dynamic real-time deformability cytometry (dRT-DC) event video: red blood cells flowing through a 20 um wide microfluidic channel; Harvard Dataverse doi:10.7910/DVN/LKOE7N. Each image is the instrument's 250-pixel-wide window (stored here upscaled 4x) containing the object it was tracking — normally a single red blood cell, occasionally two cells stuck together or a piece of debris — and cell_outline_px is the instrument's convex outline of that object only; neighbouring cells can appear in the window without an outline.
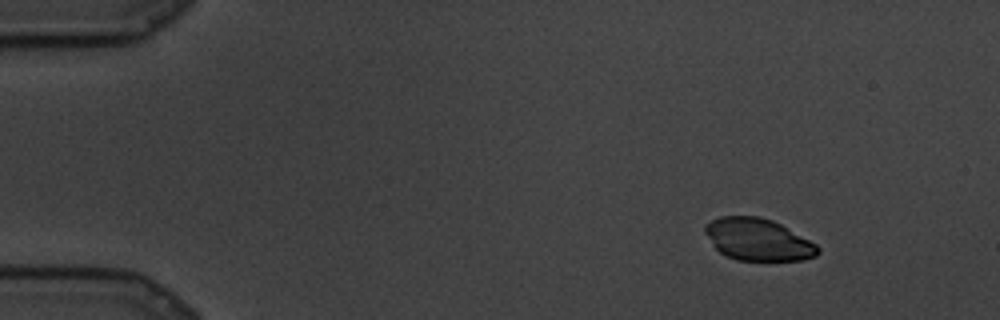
{"species": "common noctule bat (a hibernating species)", "species_latin": "Nyctalus noctula", "temperature_condition": "cold", "stored_images_in_passage": 77, "camera_frame_rate_fps": 3000, "um_per_image_px": 0.085, "animal": {"sex": "male", "body_mass_g": 19.5, "forearm_length_mm": 54.6}, "frame": {"image": 1, "passage_image": 1, "time_ms": 0.0, "image_size_px": [1000, 320], "cell_outline_px": [[820, 252], [816, 256], [804, 260], [736, 260], [720, 252], [712, 244], [704, 232], [704, 228], [712, 220], [720, 216], [760, 216], [772, 220], [780, 224], [816, 244], [820, 248]], "centroid_in_image_um": [64.44, 20.36], "position_along_channel_um": 20.6, "area_um2": 27.46}}